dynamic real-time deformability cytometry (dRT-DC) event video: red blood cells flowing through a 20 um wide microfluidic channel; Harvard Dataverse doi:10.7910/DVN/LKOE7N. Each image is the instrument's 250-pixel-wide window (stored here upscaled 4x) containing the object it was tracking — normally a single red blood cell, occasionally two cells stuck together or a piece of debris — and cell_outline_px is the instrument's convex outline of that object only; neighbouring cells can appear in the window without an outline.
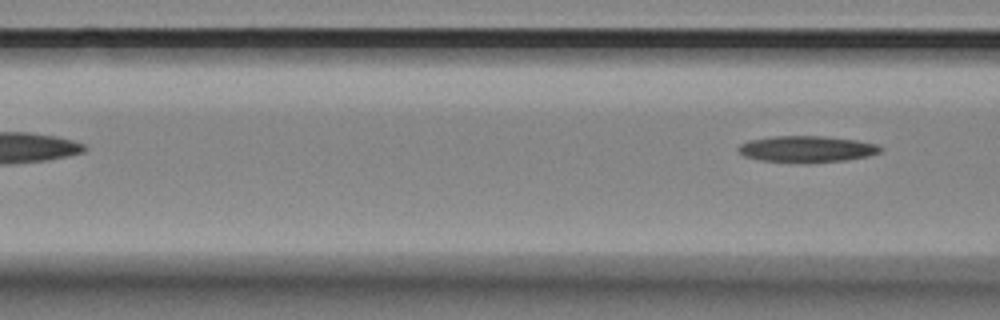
{"species": "Egyptian fruit bat (a non-hibernating species)", "species_latin": "Rousettus aegyptiacus", "temperature_condition": "room temperature", "stored_images_in_passage": 5, "segment_of_instrument_passage": [2, 2], "camera_frame_rate_fps": 3000, "um_per_image_px": 0.085, "animal": {"sex": "female"}, "frame": {"image": 1, "passage_image": 5, "time_ms": 1.333, "image_size_px": [1000, 320], "cell_outline_px": [[884, 148], [880, 152], [868, 156], [848, 160], [808, 164], [800, 164], [760, 160], [744, 156], [736, 148], [740, 144], [748, 140], [772, 136], [824, 136], [856, 140], [880, 144]], "centroid_in_image_um": [68.6, 12.69], "position_along_channel_um": 98.0, "area_um2": 22.48}}